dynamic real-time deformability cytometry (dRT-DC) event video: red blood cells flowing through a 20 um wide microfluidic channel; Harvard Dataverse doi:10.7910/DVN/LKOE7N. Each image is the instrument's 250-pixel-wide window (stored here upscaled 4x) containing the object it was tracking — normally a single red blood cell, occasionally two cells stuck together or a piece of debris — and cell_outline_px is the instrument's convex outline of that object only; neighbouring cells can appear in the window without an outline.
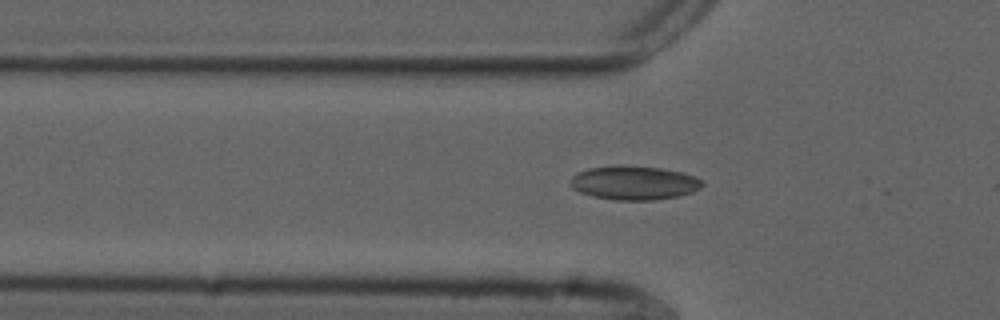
{"species": "common noctule bat (a hibernating species)", "species_latin": "Nyctalus noctula", "temperature_condition": "cold", "stored_images_in_passage": 37, "camera_frame_rate_fps": 3000, "um_per_image_px": 0.085, "animal": {"sex": "male", "forearm_length_mm": 52.5}, "frame": {"image": 1, "passage_image": 3, "time_ms": 0.667, "image_size_px": [1000, 320], "cell_outline_px": [[704, 184], [700, 188], [692, 192], [680, 196], [652, 200], [616, 200], [592, 196], [580, 192], [572, 188], [572, 176], [576, 172], [588, 168], [616, 164], [628, 164], [660, 168], [680, 172], [704, 180]], "centroid_in_image_um": [53.89, 15.52], "position_along_channel_um": 71.9, "area_um2": 26.36}}
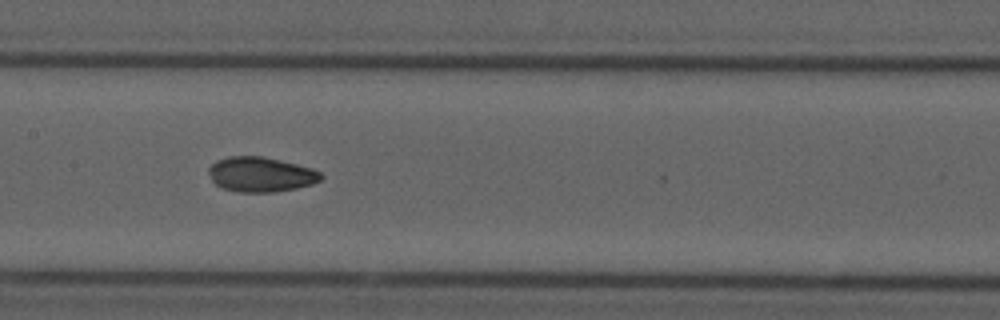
{"frame": {"image": 2, "passage_image": 12, "time_ms": 3.667, "image_size_px": [1000, 320], "cell_outline_px": [[324, 176], [320, 180], [312, 184], [296, 188], [276, 192], [240, 192], [224, 188], [216, 184], [212, 180], [208, 172], [208, 168], [216, 160], [228, 156], [264, 156], [312, 168], [320, 172]], "centroid_in_image_um": [22.17, 14.82], "position_along_channel_um": 185.2, "area_um2": 22.83}}
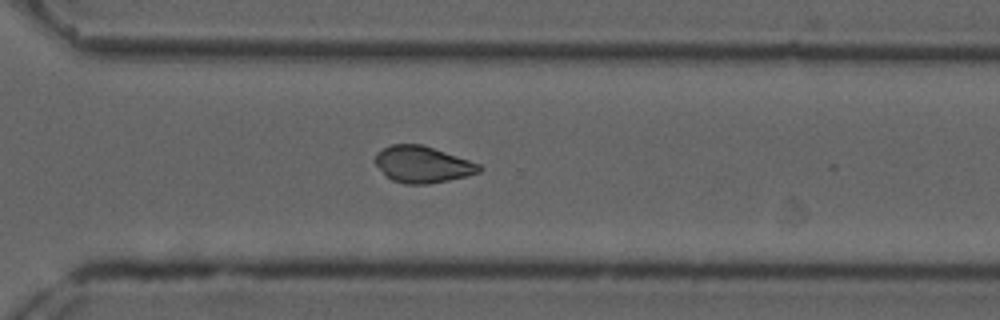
{"frame": {"image": 3, "passage_image": 24, "time_ms": 7.667, "image_size_px": [1000, 320], "cell_outline_px": [[484, 168], [480, 172], [468, 176], [428, 184], [404, 184], [392, 180], [376, 164], [376, 152], [392, 144], [420, 144], [480, 164]], "centroid_in_image_um": [35.94, 13.99], "position_along_channel_um": 334.7, "area_um2": 21.79}, "authors_computed_cell_mechanics": {"area_um2": 22.4264, "velocity_mm_per_s": 3.747, "shape_relaxation_time_tau1_ms": 6.5258, "shape_relaxation_time_tau2_ms": 2.7197, "deformation_change_tau1": 0.11, "deformation_change_tau2": 0.0499}}